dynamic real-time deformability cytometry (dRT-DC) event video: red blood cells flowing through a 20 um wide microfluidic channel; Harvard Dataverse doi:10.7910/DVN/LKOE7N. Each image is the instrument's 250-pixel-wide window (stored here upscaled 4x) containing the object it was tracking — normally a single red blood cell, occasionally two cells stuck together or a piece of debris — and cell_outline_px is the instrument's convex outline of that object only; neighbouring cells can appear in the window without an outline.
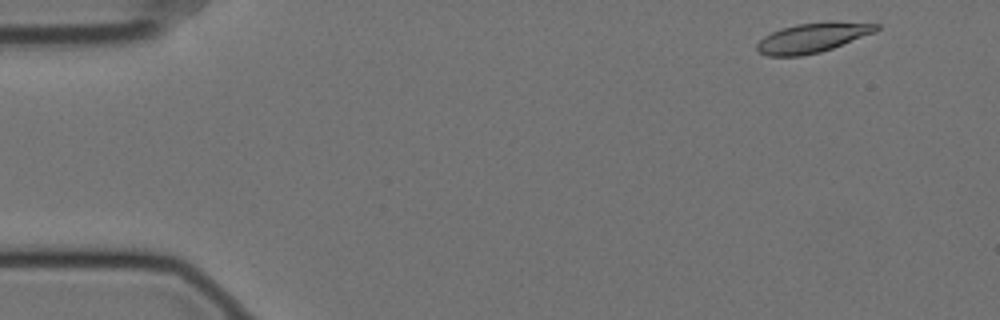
{"species": "Egyptian fruit bat (a non-hibernating species)", "species_latin": "Rousettus aegyptiacus", "temperature_condition": "cold", "stored_images_in_passage": 55, "camera_frame_rate_fps": 3000, "um_per_image_px": 0.085, "animal": {"sex": "female"}, "frame": {"image": 1, "passage_image": 2, "time_ms": 0.333, "image_size_px": [1000, 320], "cell_outline_px": [[880, 28], [876, 32], [832, 48], [820, 52], [800, 56], [768, 56], [760, 52], [756, 48], [756, 44], [764, 36], [772, 32], [796, 24], [828, 20], [880, 24]], "centroid_in_image_um": [69.11, 3.18], "position_along_channel_um": 15.9, "area_um2": 20.75}}
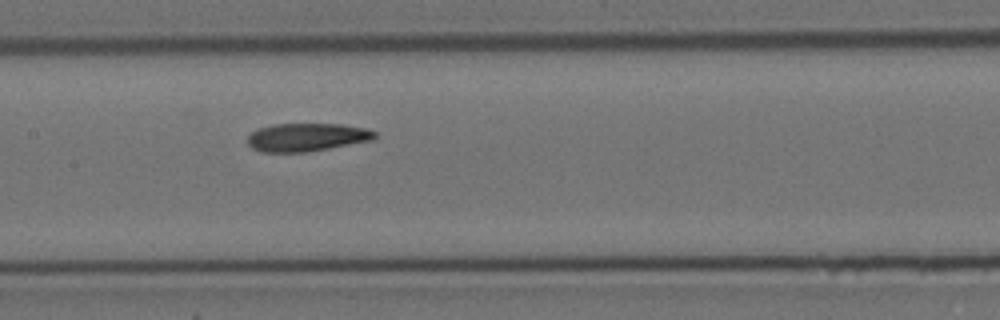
{"frame": {"image": 2, "passage_image": 25, "time_ms": 8.0, "image_size_px": [1000, 320], "cell_outline_px": [[376, 136], [372, 140], [308, 152], [260, 152], [252, 148], [248, 144], [248, 136], [252, 132], [260, 128], [272, 124], [340, 124], [368, 128], [376, 132]], "centroid_in_image_um": [26.08, 11.66], "position_along_channel_um": 181.3, "area_um2": 20.87}}
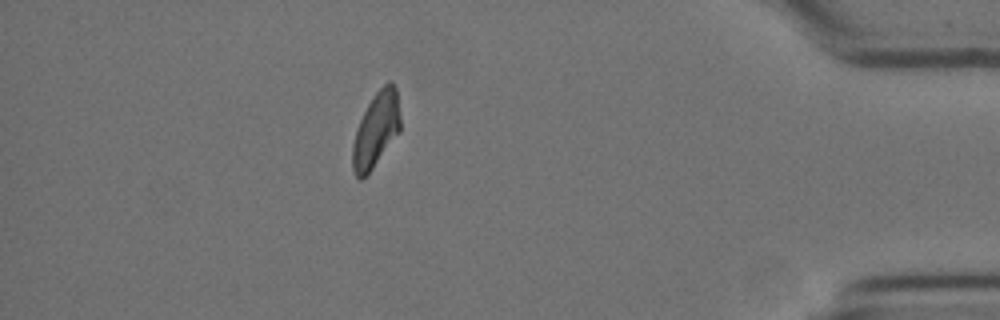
{"frame": {"image": 3, "passage_image": 48, "time_ms": 15.667, "image_size_px": [1000, 320], "cell_outline_px": [[400, 132], [372, 168], [360, 180], [356, 176], [352, 168], [352, 144], [360, 120], [368, 104], [376, 92], [388, 80], [392, 80], [396, 88], [400, 116]], "centroid_in_image_um": [31.97, 11.01], "position_along_channel_um": 403.2, "area_um2": 20.63}, "authors_computed_cell_mechanics": {"area_um2": 21.2126, "velocity_mm_per_s": 3.4922, "shape_relaxation_time_tau1_ms": 9.5832, "shape_relaxation_time_tau2_ms": 4.3013, "deformation_change_tau1": 0.2064, "deformation_change_tau2": 0.1129}}